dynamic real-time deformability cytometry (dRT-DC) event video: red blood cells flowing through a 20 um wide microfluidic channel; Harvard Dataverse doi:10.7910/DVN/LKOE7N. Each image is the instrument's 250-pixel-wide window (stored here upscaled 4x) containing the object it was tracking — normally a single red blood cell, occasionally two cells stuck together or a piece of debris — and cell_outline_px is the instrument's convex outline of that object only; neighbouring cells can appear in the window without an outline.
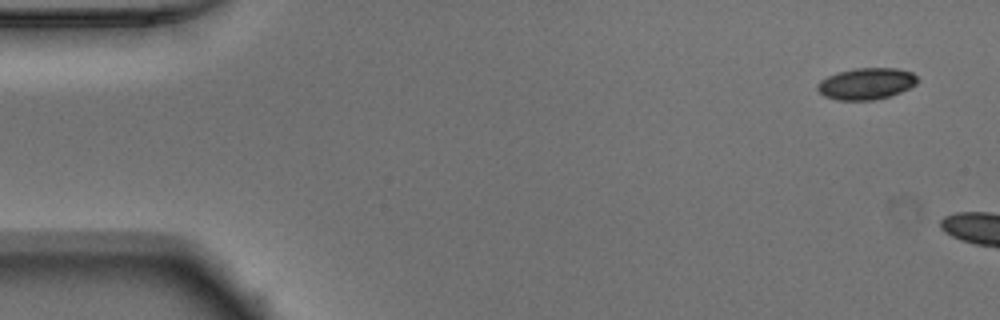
{"species": "Egyptian fruit bat (a non-hibernating species)", "species_latin": "Rousettus aegyptiacus", "temperature_condition": "warm", "stored_images_in_passage": 4, "camera_frame_rate_fps": 3000, "um_per_image_px": 0.085, "animal": {"sex": "male"}, "frame": {"image": 1, "passage_image": 1, "time_ms": 0.0, "image_size_px": [1000, 320], "cell_outline_px": [[920, 80], [916, 84], [900, 92], [888, 96], [872, 100], [836, 100], [824, 96], [816, 88], [816, 84], [820, 80], [828, 76], [840, 72], [856, 68], [896, 68], [912, 72]], "centroid_in_image_um": [73.63, 7.11], "position_along_channel_um": 11.4, "area_um2": 18.32}}